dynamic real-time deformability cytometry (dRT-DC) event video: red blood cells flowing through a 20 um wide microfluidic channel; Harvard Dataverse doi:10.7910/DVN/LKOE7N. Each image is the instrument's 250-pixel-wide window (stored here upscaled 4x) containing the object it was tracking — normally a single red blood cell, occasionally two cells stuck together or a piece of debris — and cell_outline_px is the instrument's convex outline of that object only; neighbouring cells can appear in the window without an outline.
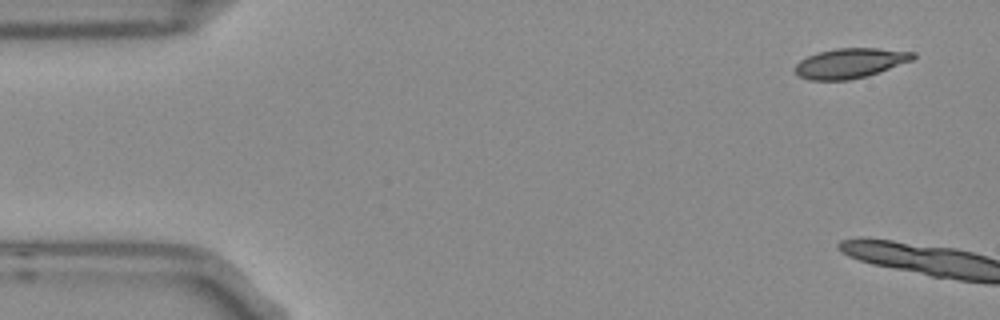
{"species": "Egyptian fruit bat (a non-hibernating species)", "species_latin": "Rousettus aegyptiacus", "temperature_condition": "room temperature", "stored_images_in_passage": 4, "camera_frame_rate_fps": 3000, "um_per_image_px": 0.085, "frame": {"image": 1, "passage_image": 1, "time_ms": 0.0, "image_size_px": [1000, 320], "cell_outline_px": [[916, 56], [912, 60], [868, 76], [848, 80], [808, 80], [800, 76], [792, 68], [800, 60], [808, 56], [820, 52], [836, 48], [880, 48], [916, 52]], "centroid_in_image_um": [72.27, 5.37], "position_along_channel_um": 12.7, "area_um2": 20.58}}